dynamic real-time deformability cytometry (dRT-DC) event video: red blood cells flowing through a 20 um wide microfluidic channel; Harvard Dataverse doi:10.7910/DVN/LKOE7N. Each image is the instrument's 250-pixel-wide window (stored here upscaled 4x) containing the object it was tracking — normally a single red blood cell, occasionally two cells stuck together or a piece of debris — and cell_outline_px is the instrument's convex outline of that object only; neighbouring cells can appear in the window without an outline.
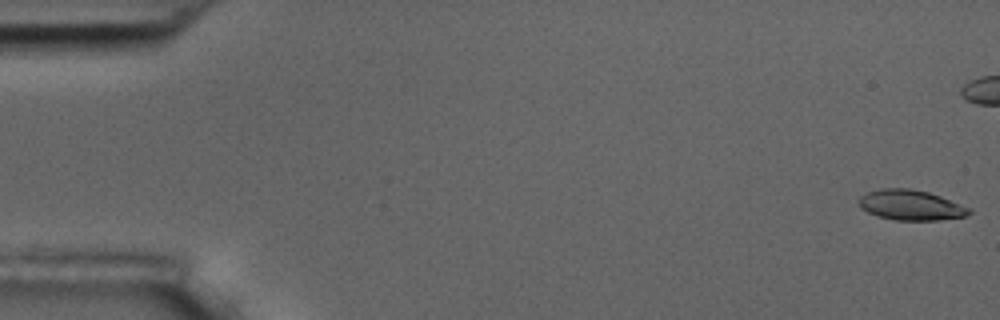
{"species": "common noctule bat (a hibernating species)", "species_latin": "Nyctalus noctula", "temperature_condition": "room temperature", "stored_images_in_passage": 8, "camera_frame_rate_fps": 3000, "um_per_image_px": 0.085, "animal": {"sex": "male", "body_mass_g": 17.5, "forearm_length_mm": 52.3}, "frame": {"image": 1, "passage_image": 1, "time_ms": 0.0, "image_size_px": [1000, 320], "cell_outline_px": [[972, 212], [968, 216], [936, 220], [896, 220], [880, 216], [868, 212], [860, 208], [856, 200], [860, 196], [868, 192], [880, 188], [908, 188], [928, 192], [940, 196], [972, 208]], "centroid_in_image_um": [77.42, 17.43], "position_along_channel_um": 7.6, "area_um2": 19.54}}
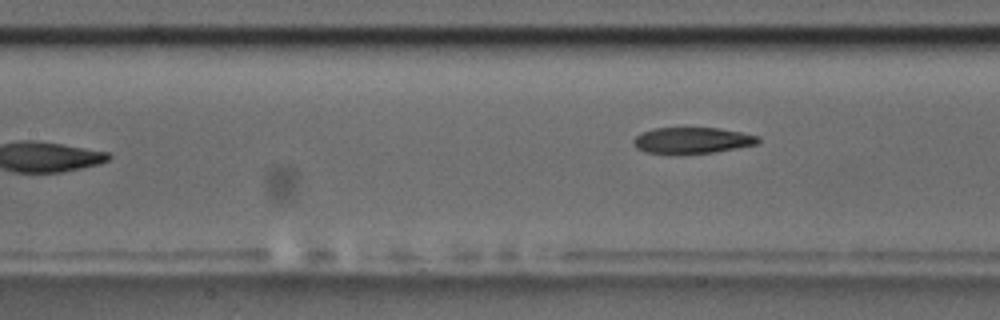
{"frame": {"image": 2, "passage_image": 8, "time_ms": 9.333, "image_size_px": [1000, 320], "cell_outline_px": [[760, 140], [756, 144], [716, 152], [644, 152], [636, 148], [632, 144], [632, 140], [640, 132], [652, 128], [716, 128], [740, 132], [760, 136]], "centroid_in_image_um": [58.81, 11.91], "position_along_channel_um": 148.6, "area_um2": 18.61}}